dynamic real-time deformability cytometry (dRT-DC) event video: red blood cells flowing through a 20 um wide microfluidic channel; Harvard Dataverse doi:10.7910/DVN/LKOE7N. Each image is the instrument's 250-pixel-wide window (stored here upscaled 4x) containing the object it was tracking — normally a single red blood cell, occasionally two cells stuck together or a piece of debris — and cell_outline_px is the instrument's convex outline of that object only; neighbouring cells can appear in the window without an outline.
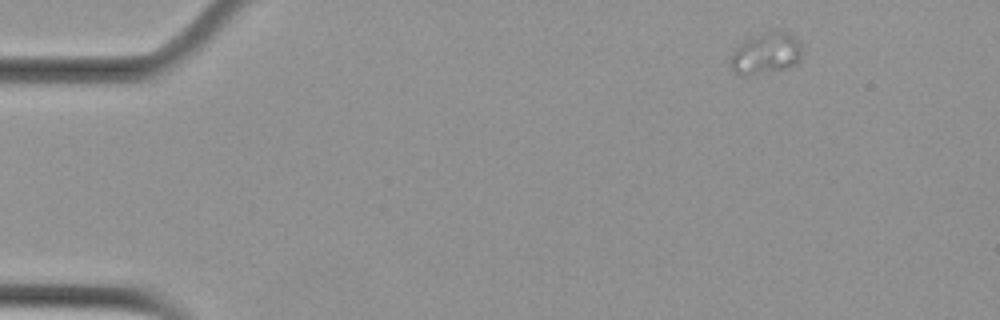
{"species": "Egyptian fruit bat (a non-hibernating species)", "species_latin": "Rousettus aegyptiacus", "temperature_condition": "cold", "stored_images_in_passage": 4, "camera_frame_rate_fps": 3000, "um_per_image_px": 0.085, "animal": {"sex": "female"}, "frame": {"image": 1, "passage_image": 1, "time_ms": 0.0, "image_size_px": [1000, 320], "cell_outline_px": [[800, 60], [796, 64], [788, 68], [744, 76], [740, 76], [728, 64], [732, 52], [740, 44], [764, 32], [776, 28], [788, 32], [800, 40]], "centroid_in_image_um": [65.12, 4.53], "position_along_channel_um": 19.9, "area_um2": 17.4}}
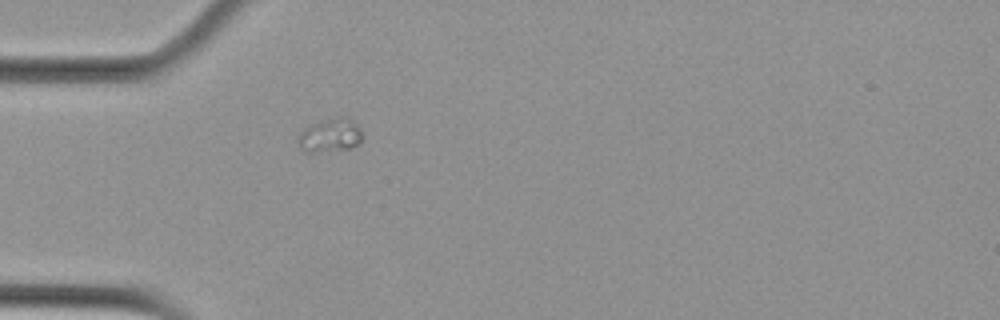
{"frame": {"image": 2, "passage_image": 4, "time_ms": 1.0, "image_size_px": [1000, 320], "cell_outline_px": [[364, 140], [360, 144], [352, 148], [316, 152], [304, 152], [300, 148], [296, 140], [296, 136], [304, 128], [312, 124], [332, 116], [348, 116], [360, 128], [364, 136]], "centroid_in_image_um": [28.08, 11.49], "position_along_channel_um": 56.9, "area_um2": 13.18}}